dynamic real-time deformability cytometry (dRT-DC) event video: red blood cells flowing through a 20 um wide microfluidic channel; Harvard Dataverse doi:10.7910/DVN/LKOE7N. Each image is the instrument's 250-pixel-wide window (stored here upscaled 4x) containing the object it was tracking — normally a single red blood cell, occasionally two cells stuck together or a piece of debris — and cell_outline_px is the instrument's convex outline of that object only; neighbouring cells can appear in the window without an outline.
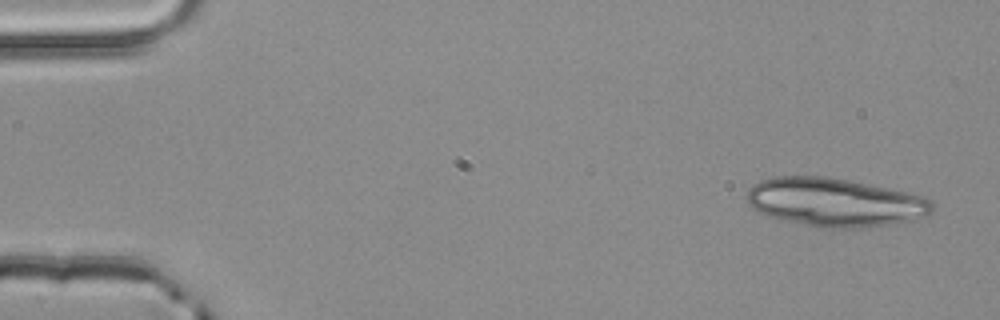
{"species": "common noctule bat (a hibernating species)", "species_latin": "Nyctalus noctula", "temperature_condition": "room temperature", "stored_images_in_passage": 4, "segment_of_instrument_passage": [2, 2], "camera_frame_rate_fps": 3000, "um_per_image_px": 0.085, "animal": {"sex": "male", "body_mass_g": 20.4}, "frame": {"image": 1, "passage_image": 4, "time_ms": 1.0, "image_size_px": [1000, 320], "cell_outline_px": [[932, 212], [928, 216], [912, 220], [888, 224], [856, 228], [824, 228], [788, 220], [772, 216], [760, 212], [752, 208], [748, 204], [744, 196], [748, 188], [752, 184], [760, 180], [776, 176], [828, 176], [848, 180], [924, 196], [932, 204]], "centroid_in_image_um": [70.92, 17.18], "position_along_channel_um": 14.1, "area_um2": 52.08}}